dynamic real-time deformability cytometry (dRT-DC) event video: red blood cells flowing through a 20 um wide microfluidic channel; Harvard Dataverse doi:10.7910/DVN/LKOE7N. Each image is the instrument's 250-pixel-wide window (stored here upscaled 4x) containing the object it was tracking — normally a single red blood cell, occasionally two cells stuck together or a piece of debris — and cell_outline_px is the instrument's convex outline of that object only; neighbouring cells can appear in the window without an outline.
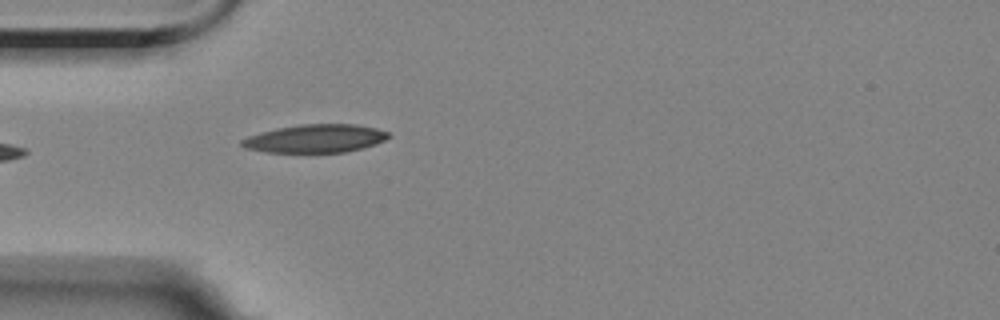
{"species": "Egyptian fruit bat (a non-hibernating species)", "species_latin": "Rousettus aegyptiacus", "temperature_condition": "room temperature", "stored_images_in_passage": 2, "camera_frame_rate_fps": 3000, "um_per_image_px": 0.085, "animal": {"sex": "female"}, "frame": {"image": 1, "passage_image": 2, "time_ms": 1.333, "image_size_px": [1000, 320], "cell_outline_px": [[392, 136], [376, 144], [364, 148], [348, 152], [268, 152], [244, 148], [240, 144], [240, 140], [248, 136], [276, 128], [300, 124], [356, 124], [376, 128], [388, 132]], "centroid_in_image_um": [26.83, 11.77], "position_along_channel_um": 58.2, "area_um2": 24.22}}